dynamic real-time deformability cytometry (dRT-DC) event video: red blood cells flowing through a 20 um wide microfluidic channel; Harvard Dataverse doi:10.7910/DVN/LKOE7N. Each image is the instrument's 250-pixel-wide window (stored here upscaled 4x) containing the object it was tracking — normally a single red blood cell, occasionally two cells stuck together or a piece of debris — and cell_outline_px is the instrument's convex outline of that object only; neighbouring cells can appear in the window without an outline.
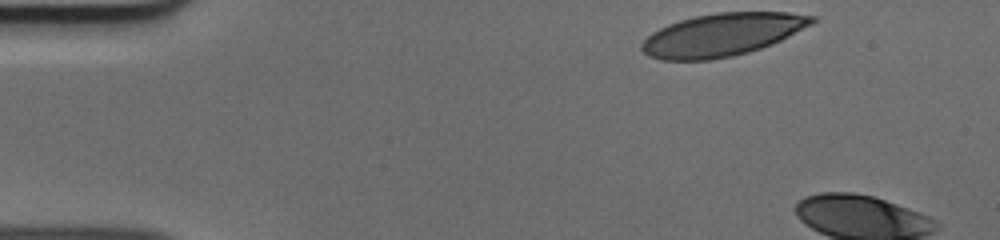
{"species": "human", "species_latin": "Homo sapiens", "temperature_condition": "cold", "stored_images_in_passage": 6, "camera_frame_rate_fps": 3000, "um_per_image_px": 0.085, "donor": {"sex": "male"}, "frame": {"image": 1, "passage_image": 1, "time_ms": 0.0, "image_size_px": [1000, 240], "cell_outline_px": [[816, 20], [812, 24], [772, 44], [748, 52], [732, 56], [712, 60], [660, 60], [648, 56], [640, 48], [640, 44], [652, 32], [668, 24], [680, 20], [696, 16], [716, 12], [788, 12], [816, 16]], "centroid_in_image_um": [61.37, 2.95], "position_along_channel_um": 23.6, "area_um2": 42.37}}